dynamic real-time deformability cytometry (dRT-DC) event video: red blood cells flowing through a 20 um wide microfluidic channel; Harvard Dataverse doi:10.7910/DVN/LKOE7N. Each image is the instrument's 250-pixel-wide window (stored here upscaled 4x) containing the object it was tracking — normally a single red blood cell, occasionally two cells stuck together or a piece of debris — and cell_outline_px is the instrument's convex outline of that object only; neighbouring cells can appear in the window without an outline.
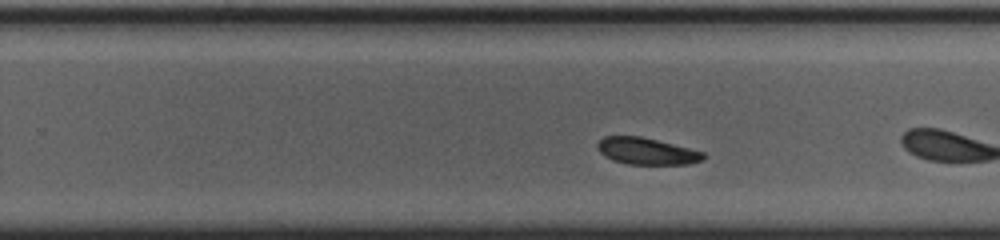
{"species": "common noctule bat (a hibernating species)", "species_latin": "Nyctalus noctula", "temperature_condition": "cold", "stored_images_in_passage": 30, "camera_frame_rate_fps": 3000, "um_per_image_px": 0.085, "animal": {"sex": "female", "body_mass_g": 23.0, "forearm_length_mm": 53.4}, "frame": {"image": 1, "passage_image": 18, "time_ms": 5.667, "image_size_px": [1000, 240], "cell_outline_px": [[708, 156], [704, 160], [688, 164], [628, 164], [612, 160], [604, 156], [596, 148], [596, 144], [604, 136], [640, 136], [704, 152]], "centroid_in_image_um": [54.96, 12.85], "position_along_channel_um": 274.8, "area_um2": 16.53}, "authors_computed_cell_mechanics": {"area_um2": 17.7157, "velocity_mm_per_s": 3.6584, "shape_relaxation_time_tau1_ms": 0.7764, "shape_relaxation_time_tau2_ms": 9.4718, "deformation_change_tau1": 0.0567, "deformation_change_tau2": 0.1066}}